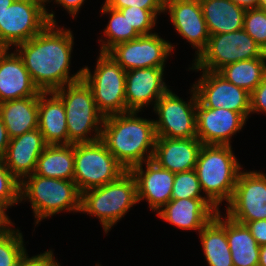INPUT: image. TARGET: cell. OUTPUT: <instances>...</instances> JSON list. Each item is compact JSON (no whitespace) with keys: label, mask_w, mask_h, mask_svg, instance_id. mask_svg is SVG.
<instances>
[{"label":"cell","mask_w":266,"mask_h":266,"mask_svg":"<svg viewBox=\"0 0 266 266\" xmlns=\"http://www.w3.org/2000/svg\"><path fill=\"white\" fill-rule=\"evenodd\" d=\"M165 11H169L170 19L177 32L197 48L195 57L207 47L209 31L203 17L199 0H166Z\"/></svg>","instance_id":"2e32d148"},{"label":"cell","mask_w":266,"mask_h":266,"mask_svg":"<svg viewBox=\"0 0 266 266\" xmlns=\"http://www.w3.org/2000/svg\"><path fill=\"white\" fill-rule=\"evenodd\" d=\"M164 68L148 67L126 71L125 98L128 111H141L168 90L163 81Z\"/></svg>","instance_id":"ac0fdd59"},{"label":"cell","mask_w":266,"mask_h":266,"mask_svg":"<svg viewBox=\"0 0 266 266\" xmlns=\"http://www.w3.org/2000/svg\"><path fill=\"white\" fill-rule=\"evenodd\" d=\"M57 260L54 259V255L43 266H61Z\"/></svg>","instance_id":"bcb514c9"},{"label":"cell","mask_w":266,"mask_h":266,"mask_svg":"<svg viewBox=\"0 0 266 266\" xmlns=\"http://www.w3.org/2000/svg\"><path fill=\"white\" fill-rule=\"evenodd\" d=\"M245 225L259 246L266 244V219L249 221Z\"/></svg>","instance_id":"74e56055"},{"label":"cell","mask_w":266,"mask_h":266,"mask_svg":"<svg viewBox=\"0 0 266 266\" xmlns=\"http://www.w3.org/2000/svg\"><path fill=\"white\" fill-rule=\"evenodd\" d=\"M218 211L208 198L171 199L157 215L180 229L200 232Z\"/></svg>","instance_id":"d6986e66"},{"label":"cell","mask_w":266,"mask_h":266,"mask_svg":"<svg viewBox=\"0 0 266 266\" xmlns=\"http://www.w3.org/2000/svg\"><path fill=\"white\" fill-rule=\"evenodd\" d=\"M47 146L39 129L10 139L2 158L11 174L21 182L35 172L37 160Z\"/></svg>","instance_id":"ffe728a7"},{"label":"cell","mask_w":266,"mask_h":266,"mask_svg":"<svg viewBox=\"0 0 266 266\" xmlns=\"http://www.w3.org/2000/svg\"><path fill=\"white\" fill-rule=\"evenodd\" d=\"M34 174L48 178L73 180L74 144L47 145L37 160Z\"/></svg>","instance_id":"83f0119b"},{"label":"cell","mask_w":266,"mask_h":266,"mask_svg":"<svg viewBox=\"0 0 266 266\" xmlns=\"http://www.w3.org/2000/svg\"><path fill=\"white\" fill-rule=\"evenodd\" d=\"M226 216L246 224L266 219V175L261 172L240 171Z\"/></svg>","instance_id":"7c38bea8"},{"label":"cell","mask_w":266,"mask_h":266,"mask_svg":"<svg viewBox=\"0 0 266 266\" xmlns=\"http://www.w3.org/2000/svg\"><path fill=\"white\" fill-rule=\"evenodd\" d=\"M104 4L117 10L131 6L141 9H164L165 6L163 0H105Z\"/></svg>","instance_id":"d590c367"},{"label":"cell","mask_w":266,"mask_h":266,"mask_svg":"<svg viewBox=\"0 0 266 266\" xmlns=\"http://www.w3.org/2000/svg\"><path fill=\"white\" fill-rule=\"evenodd\" d=\"M226 218V237L233 266H258L260 246L246 225Z\"/></svg>","instance_id":"4316f807"},{"label":"cell","mask_w":266,"mask_h":266,"mask_svg":"<svg viewBox=\"0 0 266 266\" xmlns=\"http://www.w3.org/2000/svg\"><path fill=\"white\" fill-rule=\"evenodd\" d=\"M202 76L193 84L198 102L205 107L224 108L241 113L246 119L250 113V93L227 81L218 72L202 70Z\"/></svg>","instance_id":"5bb4252c"},{"label":"cell","mask_w":266,"mask_h":266,"mask_svg":"<svg viewBox=\"0 0 266 266\" xmlns=\"http://www.w3.org/2000/svg\"><path fill=\"white\" fill-rule=\"evenodd\" d=\"M23 198L30 200L36 225L60 211L81 210V192L73 180L48 178L33 173L20 182V202Z\"/></svg>","instance_id":"277c9868"},{"label":"cell","mask_w":266,"mask_h":266,"mask_svg":"<svg viewBox=\"0 0 266 266\" xmlns=\"http://www.w3.org/2000/svg\"><path fill=\"white\" fill-rule=\"evenodd\" d=\"M53 92L65 107L69 144L100 140L104 116L98 111L92 90L84 79L69 83ZM91 131L95 132L94 137L88 136Z\"/></svg>","instance_id":"5b68a950"},{"label":"cell","mask_w":266,"mask_h":266,"mask_svg":"<svg viewBox=\"0 0 266 266\" xmlns=\"http://www.w3.org/2000/svg\"><path fill=\"white\" fill-rule=\"evenodd\" d=\"M6 50V48L0 44V56L3 54V52Z\"/></svg>","instance_id":"c3c4849f"},{"label":"cell","mask_w":266,"mask_h":266,"mask_svg":"<svg viewBox=\"0 0 266 266\" xmlns=\"http://www.w3.org/2000/svg\"><path fill=\"white\" fill-rule=\"evenodd\" d=\"M137 113L110 115L104 117L102 124L100 140L126 171L152 160L154 155L157 138L154 120L137 117Z\"/></svg>","instance_id":"7a4b0ae2"},{"label":"cell","mask_w":266,"mask_h":266,"mask_svg":"<svg viewBox=\"0 0 266 266\" xmlns=\"http://www.w3.org/2000/svg\"><path fill=\"white\" fill-rule=\"evenodd\" d=\"M45 0H14L0 23V44L6 49L39 34L49 23H56L54 12L48 13Z\"/></svg>","instance_id":"9c48e42d"},{"label":"cell","mask_w":266,"mask_h":266,"mask_svg":"<svg viewBox=\"0 0 266 266\" xmlns=\"http://www.w3.org/2000/svg\"><path fill=\"white\" fill-rule=\"evenodd\" d=\"M20 231L9 228L0 233V266H16L26 253Z\"/></svg>","instance_id":"4dcf8cb0"},{"label":"cell","mask_w":266,"mask_h":266,"mask_svg":"<svg viewBox=\"0 0 266 266\" xmlns=\"http://www.w3.org/2000/svg\"><path fill=\"white\" fill-rule=\"evenodd\" d=\"M125 172L101 140L74 144L73 181L81 193L113 182Z\"/></svg>","instance_id":"ba28073f"},{"label":"cell","mask_w":266,"mask_h":266,"mask_svg":"<svg viewBox=\"0 0 266 266\" xmlns=\"http://www.w3.org/2000/svg\"><path fill=\"white\" fill-rule=\"evenodd\" d=\"M119 10L140 35L152 34L151 30L156 25L157 15L165 12L164 9H141L132 6Z\"/></svg>","instance_id":"d6a6232c"},{"label":"cell","mask_w":266,"mask_h":266,"mask_svg":"<svg viewBox=\"0 0 266 266\" xmlns=\"http://www.w3.org/2000/svg\"><path fill=\"white\" fill-rule=\"evenodd\" d=\"M137 202L136 179L126 171L113 182L82 192L80 212L97 216L107 234Z\"/></svg>","instance_id":"8992f818"},{"label":"cell","mask_w":266,"mask_h":266,"mask_svg":"<svg viewBox=\"0 0 266 266\" xmlns=\"http://www.w3.org/2000/svg\"><path fill=\"white\" fill-rule=\"evenodd\" d=\"M82 78L104 117L127 112L126 71L108 53L100 52L93 75L88 67L82 68Z\"/></svg>","instance_id":"52a82bcc"},{"label":"cell","mask_w":266,"mask_h":266,"mask_svg":"<svg viewBox=\"0 0 266 266\" xmlns=\"http://www.w3.org/2000/svg\"><path fill=\"white\" fill-rule=\"evenodd\" d=\"M49 23L39 34L16 46L34 84L41 92L55 91L82 79V69L69 76L73 34Z\"/></svg>","instance_id":"6da1fadb"},{"label":"cell","mask_w":266,"mask_h":266,"mask_svg":"<svg viewBox=\"0 0 266 266\" xmlns=\"http://www.w3.org/2000/svg\"><path fill=\"white\" fill-rule=\"evenodd\" d=\"M0 117L9 138L38 128V96L6 101L0 104Z\"/></svg>","instance_id":"cb8c5ba5"},{"label":"cell","mask_w":266,"mask_h":266,"mask_svg":"<svg viewBox=\"0 0 266 266\" xmlns=\"http://www.w3.org/2000/svg\"><path fill=\"white\" fill-rule=\"evenodd\" d=\"M265 54L254 39L240 30L210 35L207 47L195 58L192 70L218 72L225 65L260 58Z\"/></svg>","instance_id":"30bf717a"},{"label":"cell","mask_w":266,"mask_h":266,"mask_svg":"<svg viewBox=\"0 0 266 266\" xmlns=\"http://www.w3.org/2000/svg\"><path fill=\"white\" fill-rule=\"evenodd\" d=\"M45 1L49 2V0ZM54 1L55 3H58L61 6H63L68 11V13L72 15V17H75V15H77L78 11L80 10L85 0H54Z\"/></svg>","instance_id":"ab89813d"},{"label":"cell","mask_w":266,"mask_h":266,"mask_svg":"<svg viewBox=\"0 0 266 266\" xmlns=\"http://www.w3.org/2000/svg\"><path fill=\"white\" fill-rule=\"evenodd\" d=\"M243 29L266 53V9H248L244 14Z\"/></svg>","instance_id":"836d02e7"},{"label":"cell","mask_w":266,"mask_h":266,"mask_svg":"<svg viewBox=\"0 0 266 266\" xmlns=\"http://www.w3.org/2000/svg\"><path fill=\"white\" fill-rule=\"evenodd\" d=\"M13 1L14 0H0V23L5 10L7 9L8 6L12 4Z\"/></svg>","instance_id":"f6af8a7d"},{"label":"cell","mask_w":266,"mask_h":266,"mask_svg":"<svg viewBox=\"0 0 266 266\" xmlns=\"http://www.w3.org/2000/svg\"><path fill=\"white\" fill-rule=\"evenodd\" d=\"M231 145L203 144L195 171L206 197L219 209L231 200L241 168Z\"/></svg>","instance_id":"3957f363"},{"label":"cell","mask_w":266,"mask_h":266,"mask_svg":"<svg viewBox=\"0 0 266 266\" xmlns=\"http://www.w3.org/2000/svg\"><path fill=\"white\" fill-rule=\"evenodd\" d=\"M202 189L195 169L175 173L171 199L207 198Z\"/></svg>","instance_id":"1f68e13d"},{"label":"cell","mask_w":266,"mask_h":266,"mask_svg":"<svg viewBox=\"0 0 266 266\" xmlns=\"http://www.w3.org/2000/svg\"><path fill=\"white\" fill-rule=\"evenodd\" d=\"M53 256L52 250L40 253L37 256L29 257L27 252L18 261L16 266H43Z\"/></svg>","instance_id":"f35d334b"},{"label":"cell","mask_w":266,"mask_h":266,"mask_svg":"<svg viewBox=\"0 0 266 266\" xmlns=\"http://www.w3.org/2000/svg\"><path fill=\"white\" fill-rule=\"evenodd\" d=\"M133 167L130 172L134 175L137 183V200H147L149 208L159 211L171 200L175 173L160 167L153 160Z\"/></svg>","instance_id":"e0dca14e"},{"label":"cell","mask_w":266,"mask_h":266,"mask_svg":"<svg viewBox=\"0 0 266 266\" xmlns=\"http://www.w3.org/2000/svg\"><path fill=\"white\" fill-rule=\"evenodd\" d=\"M38 129L47 145H69L65 107L53 91L38 96Z\"/></svg>","instance_id":"603a6c76"},{"label":"cell","mask_w":266,"mask_h":266,"mask_svg":"<svg viewBox=\"0 0 266 266\" xmlns=\"http://www.w3.org/2000/svg\"><path fill=\"white\" fill-rule=\"evenodd\" d=\"M210 35L243 28L245 9L231 0H199Z\"/></svg>","instance_id":"d4e9b609"},{"label":"cell","mask_w":266,"mask_h":266,"mask_svg":"<svg viewBox=\"0 0 266 266\" xmlns=\"http://www.w3.org/2000/svg\"><path fill=\"white\" fill-rule=\"evenodd\" d=\"M218 73L230 83L251 93L266 75V53L260 58L225 65Z\"/></svg>","instance_id":"f1b7e54d"},{"label":"cell","mask_w":266,"mask_h":266,"mask_svg":"<svg viewBox=\"0 0 266 266\" xmlns=\"http://www.w3.org/2000/svg\"><path fill=\"white\" fill-rule=\"evenodd\" d=\"M238 6L242 7L245 10L255 9L260 7L261 0H231Z\"/></svg>","instance_id":"7bdbcfd3"},{"label":"cell","mask_w":266,"mask_h":266,"mask_svg":"<svg viewBox=\"0 0 266 266\" xmlns=\"http://www.w3.org/2000/svg\"><path fill=\"white\" fill-rule=\"evenodd\" d=\"M259 8L266 9V0H261Z\"/></svg>","instance_id":"7dc6e473"},{"label":"cell","mask_w":266,"mask_h":266,"mask_svg":"<svg viewBox=\"0 0 266 266\" xmlns=\"http://www.w3.org/2000/svg\"><path fill=\"white\" fill-rule=\"evenodd\" d=\"M203 143L197 138L157 137L153 161L173 173L195 169Z\"/></svg>","instance_id":"44dd1931"},{"label":"cell","mask_w":266,"mask_h":266,"mask_svg":"<svg viewBox=\"0 0 266 266\" xmlns=\"http://www.w3.org/2000/svg\"><path fill=\"white\" fill-rule=\"evenodd\" d=\"M246 121L239 112L212 109L197 102L196 133L203 144L231 145L230 138L242 130Z\"/></svg>","instance_id":"9a60e30c"},{"label":"cell","mask_w":266,"mask_h":266,"mask_svg":"<svg viewBox=\"0 0 266 266\" xmlns=\"http://www.w3.org/2000/svg\"><path fill=\"white\" fill-rule=\"evenodd\" d=\"M6 210L8 209L0 203V233L8 230L10 226L14 225L6 214Z\"/></svg>","instance_id":"b9f144b4"},{"label":"cell","mask_w":266,"mask_h":266,"mask_svg":"<svg viewBox=\"0 0 266 266\" xmlns=\"http://www.w3.org/2000/svg\"><path fill=\"white\" fill-rule=\"evenodd\" d=\"M10 138L7 133V129L0 117V159H2L7 151Z\"/></svg>","instance_id":"60d3db41"},{"label":"cell","mask_w":266,"mask_h":266,"mask_svg":"<svg viewBox=\"0 0 266 266\" xmlns=\"http://www.w3.org/2000/svg\"><path fill=\"white\" fill-rule=\"evenodd\" d=\"M174 50L169 41L158 33L140 35L138 38L115 45L107 53L125 70L137 68H164L167 57Z\"/></svg>","instance_id":"4fadbf2b"},{"label":"cell","mask_w":266,"mask_h":266,"mask_svg":"<svg viewBox=\"0 0 266 266\" xmlns=\"http://www.w3.org/2000/svg\"><path fill=\"white\" fill-rule=\"evenodd\" d=\"M18 201L20 202V182L0 159V203L9 208Z\"/></svg>","instance_id":"e575fe53"},{"label":"cell","mask_w":266,"mask_h":266,"mask_svg":"<svg viewBox=\"0 0 266 266\" xmlns=\"http://www.w3.org/2000/svg\"><path fill=\"white\" fill-rule=\"evenodd\" d=\"M191 93V99L186 103L168 89L156 102L154 111L159 118L154 120L156 137L177 139L197 137L196 112L198 100L193 86Z\"/></svg>","instance_id":"8fae6325"},{"label":"cell","mask_w":266,"mask_h":266,"mask_svg":"<svg viewBox=\"0 0 266 266\" xmlns=\"http://www.w3.org/2000/svg\"><path fill=\"white\" fill-rule=\"evenodd\" d=\"M101 11L102 14L108 13L110 15V20L104 30V35L107 36L105 38L108 40L106 42L100 39V42H102L100 52L107 53L115 45L136 39L140 36L136 29L130 25L127 18L123 16L120 10L104 4Z\"/></svg>","instance_id":"f546056e"},{"label":"cell","mask_w":266,"mask_h":266,"mask_svg":"<svg viewBox=\"0 0 266 266\" xmlns=\"http://www.w3.org/2000/svg\"><path fill=\"white\" fill-rule=\"evenodd\" d=\"M266 114V75L261 83L250 93V113Z\"/></svg>","instance_id":"8d00e7d4"},{"label":"cell","mask_w":266,"mask_h":266,"mask_svg":"<svg viewBox=\"0 0 266 266\" xmlns=\"http://www.w3.org/2000/svg\"><path fill=\"white\" fill-rule=\"evenodd\" d=\"M222 218L218 211L199 232L204 257L209 266H233L226 237V219Z\"/></svg>","instance_id":"484cf974"},{"label":"cell","mask_w":266,"mask_h":266,"mask_svg":"<svg viewBox=\"0 0 266 266\" xmlns=\"http://www.w3.org/2000/svg\"><path fill=\"white\" fill-rule=\"evenodd\" d=\"M6 49L0 56V104L6 101L39 96L41 91L34 84L17 52Z\"/></svg>","instance_id":"7402d4cb"},{"label":"cell","mask_w":266,"mask_h":266,"mask_svg":"<svg viewBox=\"0 0 266 266\" xmlns=\"http://www.w3.org/2000/svg\"><path fill=\"white\" fill-rule=\"evenodd\" d=\"M258 266H266V244L260 246Z\"/></svg>","instance_id":"ee69618b"}]
</instances>
